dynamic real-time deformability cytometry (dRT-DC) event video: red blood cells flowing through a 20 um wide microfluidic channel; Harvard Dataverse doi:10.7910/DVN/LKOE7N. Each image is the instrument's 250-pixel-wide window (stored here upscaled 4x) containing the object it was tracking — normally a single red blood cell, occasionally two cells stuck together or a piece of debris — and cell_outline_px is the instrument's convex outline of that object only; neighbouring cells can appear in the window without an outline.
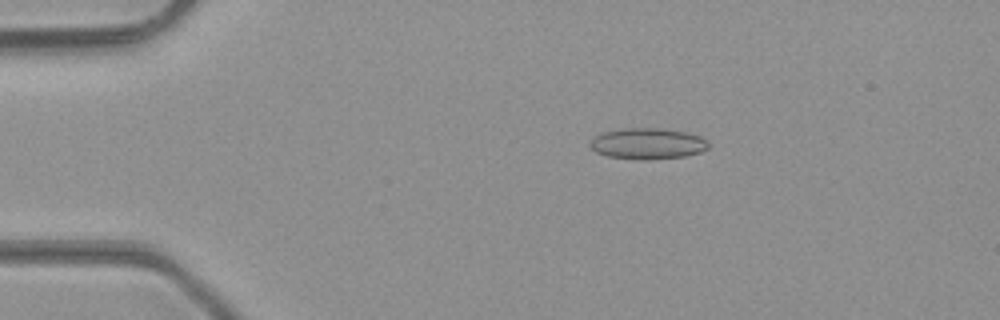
{"species": "common noctule bat (a hibernating species)", "species_latin": "Nyctalus noctula", "temperature_condition": "room temperature", "stored_images_in_passage": 42, "camera_frame_rate_fps": 3000, "um_per_image_px": 0.085, "animal": {"sex": "male", "body_mass_g": 23.1, "forearm_length_mm": 52.7}, "frame": {"image": 1, "passage_image": 4, "time_ms": 1.0, "image_size_px": [1000, 320], "cell_outline_px": [[708, 148], [700, 152], [684, 156], [644, 160], [608, 156], [596, 152], [588, 144], [600, 132], [624, 128], [656, 128], [688, 132], [700, 136], [708, 144]], "centroid_in_image_um": [55.02, 12.2], "position_along_channel_um": 30.0, "area_um2": 21.27}}
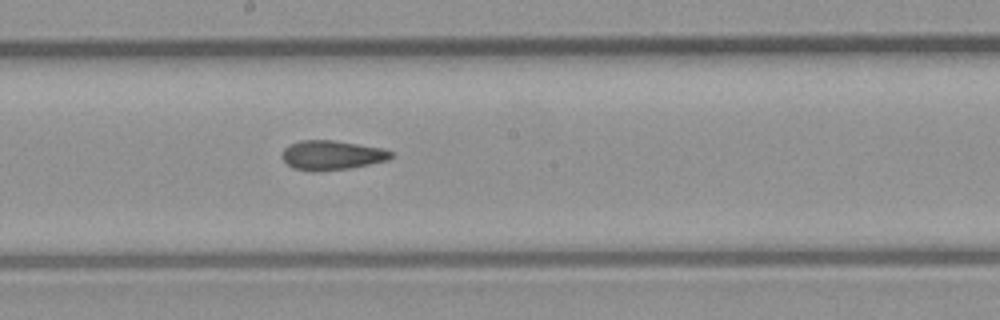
{"frame": {"image": 2, "passage_image": 21, "time_ms": 6.667, "image_size_px": [1000, 320], "cell_outline_px": [[392, 156], [388, 160], [352, 168], [316, 172], [312, 172], [292, 168], [280, 156], [284, 148], [300, 140], [332, 140], [380, 148], [392, 152]], "centroid_in_image_um": [28.16, 13.21], "position_along_channel_um": 220.0, "area_um2": 18.67}}
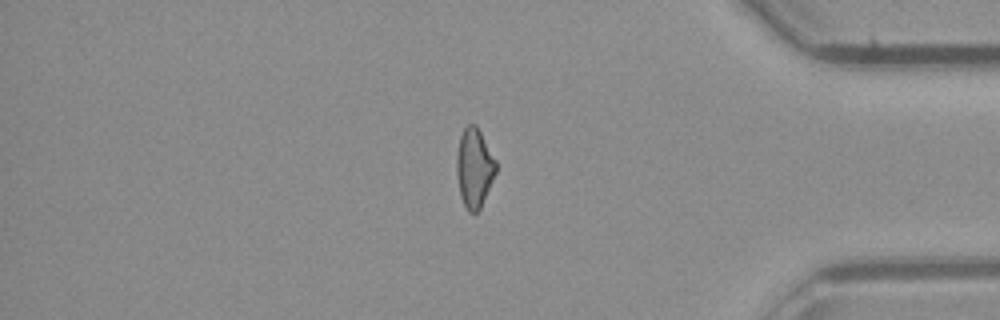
{"frame": {"image": 3, "passage_image": 35, "time_ms": 11.333, "image_size_px": [1000, 320], "cell_outline_px": [[496, 172], [480, 208], [476, 212], [468, 212], [460, 196], [456, 172], [456, 156], [460, 136], [464, 128], [468, 124], [476, 124], [496, 160]], "centroid_in_image_um": [40.3, 14.25], "position_along_channel_um": 394.9, "area_um2": 18.03}, "authors_computed_cell_mechanics": {"area_um2": 18.6983, "velocity_mm_per_s": 4.3518, "shape_relaxation_time_tau1_ms": null, "shape_relaxation_time_tau2_ms": 2.841, "deformation_change_tau1": null, "deformation_change_tau2": 0.1223}}